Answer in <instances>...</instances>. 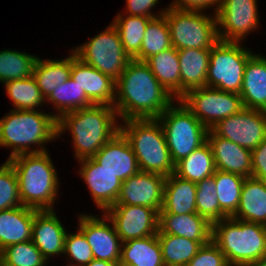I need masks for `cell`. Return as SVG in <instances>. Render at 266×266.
I'll list each match as a JSON object with an SVG mask.
<instances>
[{"label":"cell","instance_id":"cell-1","mask_svg":"<svg viewBox=\"0 0 266 266\" xmlns=\"http://www.w3.org/2000/svg\"><path fill=\"white\" fill-rule=\"evenodd\" d=\"M113 107L123 120L157 119L173 97L159 83L146 62L131 59L116 80ZM117 99V101H116Z\"/></svg>","mask_w":266,"mask_h":266},{"label":"cell","instance_id":"cell-2","mask_svg":"<svg viewBox=\"0 0 266 266\" xmlns=\"http://www.w3.org/2000/svg\"><path fill=\"white\" fill-rule=\"evenodd\" d=\"M116 114L113 106L104 104L64 113L57 118V136L70 129L77 159L91 158L120 132Z\"/></svg>","mask_w":266,"mask_h":266},{"label":"cell","instance_id":"cell-3","mask_svg":"<svg viewBox=\"0 0 266 266\" xmlns=\"http://www.w3.org/2000/svg\"><path fill=\"white\" fill-rule=\"evenodd\" d=\"M212 241L229 266H251L266 256V226L232 217L212 224Z\"/></svg>","mask_w":266,"mask_h":266},{"label":"cell","instance_id":"cell-4","mask_svg":"<svg viewBox=\"0 0 266 266\" xmlns=\"http://www.w3.org/2000/svg\"><path fill=\"white\" fill-rule=\"evenodd\" d=\"M8 161L18 178L22 205L52 210L59 181L48 152L22 154Z\"/></svg>","mask_w":266,"mask_h":266},{"label":"cell","instance_id":"cell-5","mask_svg":"<svg viewBox=\"0 0 266 266\" xmlns=\"http://www.w3.org/2000/svg\"><path fill=\"white\" fill-rule=\"evenodd\" d=\"M10 111L0 119V146L12 147L8 160L22 154L44 152L43 147L30 151V145L38 144L40 147L58 137L56 114L36 110Z\"/></svg>","mask_w":266,"mask_h":266},{"label":"cell","instance_id":"cell-6","mask_svg":"<svg viewBox=\"0 0 266 266\" xmlns=\"http://www.w3.org/2000/svg\"><path fill=\"white\" fill-rule=\"evenodd\" d=\"M120 125L137 159L139 170L165 177L174 173L173 163L162 125L158 119H129Z\"/></svg>","mask_w":266,"mask_h":266},{"label":"cell","instance_id":"cell-7","mask_svg":"<svg viewBox=\"0 0 266 266\" xmlns=\"http://www.w3.org/2000/svg\"><path fill=\"white\" fill-rule=\"evenodd\" d=\"M170 105L157 119L164 130L174 164L207 141L208 129L182 104ZM163 121V122H162Z\"/></svg>","mask_w":266,"mask_h":266},{"label":"cell","instance_id":"cell-8","mask_svg":"<svg viewBox=\"0 0 266 266\" xmlns=\"http://www.w3.org/2000/svg\"><path fill=\"white\" fill-rule=\"evenodd\" d=\"M171 44L180 49H211L218 41L217 18L202 11L166 8Z\"/></svg>","mask_w":266,"mask_h":266},{"label":"cell","instance_id":"cell-9","mask_svg":"<svg viewBox=\"0 0 266 266\" xmlns=\"http://www.w3.org/2000/svg\"><path fill=\"white\" fill-rule=\"evenodd\" d=\"M252 55L238 42L219 40L210 51L206 86L239 94L245 66Z\"/></svg>","mask_w":266,"mask_h":266},{"label":"cell","instance_id":"cell-10","mask_svg":"<svg viewBox=\"0 0 266 266\" xmlns=\"http://www.w3.org/2000/svg\"><path fill=\"white\" fill-rule=\"evenodd\" d=\"M72 52L83 62L110 76L115 81L131 60L112 23L99 35L91 38L88 43L75 48Z\"/></svg>","mask_w":266,"mask_h":266},{"label":"cell","instance_id":"cell-11","mask_svg":"<svg viewBox=\"0 0 266 266\" xmlns=\"http://www.w3.org/2000/svg\"><path fill=\"white\" fill-rule=\"evenodd\" d=\"M179 101L209 130L244 108L241 96L211 87L187 91Z\"/></svg>","mask_w":266,"mask_h":266},{"label":"cell","instance_id":"cell-12","mask_svg":"<svg viewBox=\"0 0 266 266\" xmlns=\"http://www.w3.org/2000/svg\"><path fill=\"white\" fill-rule=\"evenodd\" d=\"M211 130L252 151L266 138V111L244 107L237 114L219 121Z\"/></svg>","mask_w":266,"mask_h":266},{"label":"cell","instance_id":"cell-13","mask_svg":"<svg viewBox=\"0 0 266 266\" xmlns=\"http://www.w3.org/2000/svg\"><path fill=\"white\" fill-rule=\"evenodd\" d=\"M122 243L158 233L159 213L141 205H113L104 211Z\"/></svg>","mask_w":266,"mask_h":266},{"label":"cell","instance_id":"cell-14","mask_svg":"<svg viewBox=\"0 0 266 266\" xmlns=\"http://www.w3.org/2000/svg\"><path fill=\"white\" fill-rule=\"evenodd\" d=\"M256 0H221L216 14L218 38L225 42H238L255 30L259 24ZM224 29V30H223ZM244 36V37H243Z\"/></svg>","mask_w":266,"mask_h":266},{"label":"cell","instance_id":"cell-15","mask_svg":"<svg viewBox=\"0 0 266 266\" xmlns=\"http://www.w3.org/2000/svg\"><path fill=\"white\" fill-rule=\"evenodd\" d=\"M165 176L139 171L122 182L115 205H141L155 209L163 206Z\"/></svg>","mask_w":266,"mask_h":266},{"label":"cell","instance_id":"cell-16","mask_svg":"<svg viewBox=\"0 0 266 266\" xmlns=\"http://www.w3.org/2000/svg\"><path fill=\"white\" fill-rule=\"evenodd\" d=\"M103 215L104 219L92 215L80 216L79 230L91 246L94 259L114 262L119 266L122 241L114 226L110 227L105 222L106 215Z\"/></svg>","mask_w":266,"mask_h":266},{"label":"cell","instance_id":"cell-17","mask_svg":"<svg viewBox=\"0 0 266 266\" xmlns=\"http://www.w3.org/2000/svg\"><path fill=\"white\" fill-rule=\"evenodd\" d=\"M70 77L94 104L114 105L116 81L83 62L74 52Z\"/></svg>","mask_w":266,"mask_h":266},{"label":"cell","instance_id":"cell-18","mask_svg":"<svg viewBox=\"0 0 266 266\" xmlns=\"http://www.w3.org/2000/svg\"><path fill=\"white\" fill-rule=\"evenodd\" d=\"M79 161L82 164L80 175L88 185L97 206L105 211L115 205L123 181L103 169L92 157Z\"/></svg>","mask_w":266,"mask_h":266},{"label":"cell","instance_id":"cell-19","mask_svg":"<svg viewBox=\"0 0 266 266\" xmlns=\"http://www.w3.org/2000/svg\"><path fill=\"white\" fill-rule=\"evenodd\" d=\"M92 158L121 181L140 171L134 151L121 132L108 141Z\"/></svg>","mask_w":266,"mask_h":266},{"label":"cell","instance_id":"cell-20","mask_svg":"<svg viewBox=\"0 0 266 266\" xmlns=\"http://www.w3.org/2000/svg\"><path fill=\"white\" fill-rule=\"evenodd\" d=\"M207 142L211 146L216 169L245 178L252 177L251 150L217 136L211 129L207 132Z\"/></svg>","mask_w":266,"mask_h":266},{"label":"cell","instance_id":"cell-21","mask_svg":"<svg viewBox=\"0 0 266 266\" xmlns=\"http://www.w3.org/2000/svg\"><path fill=\"white\" fill-rule=\"evenodd\" d=\"M66 230L52 210H38L32 226L31 241L48 260L50 256L62 254Z\"/></svg>","mask_w":266,"mask_h":266},{"label":"cell","instance_id":"cell-22","mask_svg":"<svg viewBox=\"0 0 266 266\" xmlns=\"http://www.w3.org/2000/svg\"><path fill=\"white\" fill-rule=\"evenodd\" d=\"M37 209L21 205L0 211V251L9 245L30 241Z\"/></svg>","mask_w":266,"mask_h":266},{"label":"cell","instance_id":"cell-23","mask_svg":"<svg viewBox=\"0 0 266 266\" xmlns=\"http://www.w3.org/2000/svg\"><path fill=\"white\" fill-rule=\"evenodd\" d=\"M239 95L243 106L266 111V58L252 55L245 66Z\"/></svg>","mask_w":266,"mask_h":266},{"label":"cell","instance_id":"cell-24","mask_svg":"<svg viewBox=\"0 0 266 266\" xmlns=\"http://www.w3.org/2000/svg\"><path fill=\"white\" fill-rule=\"evenodd\" d=\"M158 229L162 233L197 242H210L212 240V224L197 213L159 214Z\"/></svg>","mask_w":266,"mask_h":266},{"label":"cell","instance_id":"cell-25","mask_svg":"<svg viewBox=\"0 0 266 266\" xmlns=\"http://www.w3.org/2000/svg\"><path fill=\"white\" fill-rule=\"evenodd\" d=\"M196 183L170 174L165 178L163 206L159 214L196 213Z\"/></svg>","mask_w":266,"mask_h":266},{"label":"cell","instance_id":"cell-26","mask_svg":"<svg viewBox=\"0 0 266 266\" xmlns=\"http://www.w3.org/2000/svg\"><path fill=\"white\" fill-rule=\"evenodd\" d=\"M211 49L177 50L180 65V98L189 90L206 86Z\"/></svg>","mask_w":266,"mask_h":266},{"label":"cell","instance_id":"cell-27","mask_svg":"<svg viewBox=\"0 0 266 266\" xmlns=\"http://www.w3.org/2000/svg\"><path fill=\"white\" fill-rule=\"evenodd\" d=\"M232 218L266 226L265 181L254 177L245 178L239 206Z\"/></svg>","mask_w":266,"mask_h":266},{"label":"cell","instance_id":"cell-28","mask_svg":"<svg viewBox=\"0 0 266 266\" xmlns=\"http://www.w3.org/2000/svg\"><path fill=\"white\" fill-rule=\"evenodd\" d=\"M119 266H165L157 234L122 243Z\"/></svg>","mask_w":266,"mask_h":266},{"label":"cell","instance_id":"cell-29","mask_svg":"<svg viewBox=\"0 0 266 266\" xmlns=\"http://www.w3.org/2000/svg\"><path fill=\"white\" fill-rule=\"evenodd\" d=\"M146 63L159 83L177 100L180 99V65L173 46L150 57Z\"/></svg>","mask_w":266,"mask_h":266},{"label":"cell","instance_id":"cell-30","mask_svg":"<svg viewBox=\"0 0 266 266\" xmlns=\"http://www.w3.org/2000/svg\"><path fill=\"white\" fill-rule=\"evenodd\" d=\"M215 171L213 152L210 144L206 141L175 164L174 174L197 184L201 180L213 176Z\"/></svg>","mask_w":266,"mask_h":266},{"label":"cell","instance_id":"cell-31","mask_svg":"<svg viewBox=\"0 0 266 266\" xmlns=\"http://www.w3.org/2000/svg\"><path fill=\"white\" fill-rule=\"evenodd\" d=\"M72 69V54L64 60H41L37 59L34 66L33 77L44 98H48L51 93L65 83Z\"/></svg>","mask_w":266,"mask_h":266},{"label":"cell","instance_id":"cell-32","mask_svg":"<svg viewBox=\"0 0 266 266\" xmlns=\"http://www.w3.org/2000/svg\"><path fill=\"white\" fill-rule=\"evenodd\" d=\"M157 237L165 266H187L202 245L209 243L162 233L159 229Z\"/></svg>","mask_w":266,"mask_h":266},{"label":"cell","instance_id":"cell-33","mask_svg":"<svg viewBox=\"0 0 266 266\" xmlns=\"http://www.w3.org/2000/svg\"><path fill=\"white\" fill-rule=\"evenodd\" d=\"M164 13L165 10L147 24L140 53L135 60L146 62L150 57L172 47L170 29Z\"/></svg>","mask_w":266,"mask_h":266},{"label":"cell","instance_id":"cell-34","mask_svg":"<svg viewBox=\"0 0 266 266\" xmlns=\"http://www.w3.org/2000/svg\"><path fill=\"white\" fill-rule=\"evenodd\" d=\"M213 178L215 179L220 209L230 218L235 214L239 206L245 177L216 169Z\"/></svg>","mask_w":266,"mask_h":266},{"label":"cell","instance_id":"cell-35","mask_svg":"<svg viewBox=\"0 0 266 266\" xmlns=\"http://www.w3.org/2000/svg\"><path fill=\"white\" fill-rule=\"evenodd\" d=\"M152 18L154 17L134 15H128L124 18L119 14L112 22L119 33L125 52L131 59L140 53L146 26Z\"/></svg>","mask_w":266,"mask_h":266},{"label":"cell","instance_id":"cell-36","mask_svg":"<svg viewBox=\"0 0 266 266\" xmlns=\"http://www.w3.org/2000/svg\"><path fill=\"white\" fill-rule=\"evenodd\" d=\"M48 101L54 103L59 113L56 118L64 113L79 110L84 107L93 105L94 103L86 96V93L71 77L59 87L54 89L47 98Z\"/></svg>","mask_w":266,"mask_h":266},{"label":"cell","instance_id":"cell-37","mask_svg":"<svg viewBox=\"0 0 266 266\" xmlns=\"http://www.w3.org/2000/svg\"><path fill=\"white\" fill-rule=\"evenodd\" d=\"M38 57L13 50L0 51V82L33 76Z\"/></svg>","mask_w":266,"mask_h":266},{"label":"cell","instance_id":"cell-38","mask_svg":"<svg viewBox=\"0 0 266 266\" xmlns=\"http://www.w3.org/2000/svg\"><path fill=\"white\" fill-rule=\"evenodd\" d=\"M4 84L16 110H35V107L46 100L33 76L11 80Z\"/></svg>","mask_w":266,"mask_h":266},{"label":"cell","instance_id":"cell-39","mask_svg":"<svg viewBox=\"0 0 266 266\" xmlns=\"http://www.w3.org/2000/svg\"><path fill=\"white\" fill-rule=\"evenodd\" d=\"M196 213L206 218L211 224L228 218L220 209L217 199L216 184L213 176L196 184Z\"/></svg>","mask_w":266,"mask_h":266},{"label":"cell","instance_id":"cell-40","mask_svg":"<svg viewBox=\"0 0 266 266\" xmlns=\"http://www.w3.org/2000/svg\"><path fill=\"white\" fill-rule=\"evenodd\" d=\"M0 258L2 266H45L48 262L31 240L7 246Z\"/></svg>","mask_w":266,"mask_h":266},{"label":"cell","instance_id":"cell-41","mask_svg":"<svg viewBox=\"0 0 266 266\" xmlns=\"http://www.w3.org/2000/svg\"><path fill=\"white\" fill-rule=\"evenodd\" d=\"M21 205L18 178L13 166L7 160L0 166V211Z\"/></svg>","mask_w":266,"mask_h":266},{"label":"cell","instance_id":"cell-42","mask_svg":"<svg viewBox=\"0 0 266 266\" xmlns=\"http://www.w3.org/2000/svg\"><path fill=\"white\" fill-rule=\"evenodd\" d=\"M64 254L72 258L79 266L87 265L94 259L92 248L84 234L78 229V233H66L64 241Z\"/></svg>","mask_w":266,"mask_h":266},{"label":"cell","instance_id":"cell-43","mask_svg":"<svg viewBox=\"0 0 266 266\" xmlns=\"http://www.w3.org/2000/svg\"><path fill=\"white\" fill-rule=\"evenodd\" d=\"M187 266H229V264L226 261L225 255L211 240L209 243L202 245Z\"/></svg>","mask_w":266,"mask_h":266},{"label":"cell","instance_id":"cell-44","mask_svg":"<svg viewBox=\"0 0 266 266\" xmlns=\"http://www.w3.org/2000/svg\"><path fill=\"white\" fill-rule=\"evenodd\" d=\"M252 177L266 182V138L251 151Z\"/></svg>","mask_w":266,"mask_h":266},{"label":"cell","instance_id":"cell-45","mask_svg":"<svg viewBox=\"0 0 266 266\" xmlns=\"http://www.w3.org/2000/svg\"><path fill=\"white\" fill-rule=\"evenodd\" d=\"M221 0H176L169 7L179 10H190V11H203L209 6L216 4V13L218 12Z\"/></svg>","mask_w":266,"mask_h":266},{"label":"cell","instance_id":"cell-46","mask_svg":"<svg viewBox=\"0 0 266 266\" xmlns=\"http://www.w3.org/2000/svg\"><path fill=\"white\" fill-rule=\"evenodd\" d=\"M127 8L129 15L134 16H145V17H154L157 18L159 16L151 14L150 10L158 0H126Z\"/></svg>","mask_w":266,"mask_h":266},{"label":"cell","instance_id":"cell-47","mask_svg":"<svg viewBox=\"0 0 266 266\" xmlns=\"http://www.w3.org/2000/svg\"><path fill=\"white\" fill-rule=\"evenodd\" d=\"M85 266H118V265L116 263H114V262L93 259Z\"/></svg>","mask_w":266,"mask_h":266},{"label":"cell","instance_id":"cell-48","mask_svg":"<svg viewBox=\"0 0 266 266\" xmlns=\"http://www.w3.org/2000/svg\"><path fill=\"white\" fill-rule=\"evenodd\" d=\"M251 266H266V256L261 261H259L258 263H255Z\"/></svg>","mask_w":266,"mask_h":266}]
</instances>
